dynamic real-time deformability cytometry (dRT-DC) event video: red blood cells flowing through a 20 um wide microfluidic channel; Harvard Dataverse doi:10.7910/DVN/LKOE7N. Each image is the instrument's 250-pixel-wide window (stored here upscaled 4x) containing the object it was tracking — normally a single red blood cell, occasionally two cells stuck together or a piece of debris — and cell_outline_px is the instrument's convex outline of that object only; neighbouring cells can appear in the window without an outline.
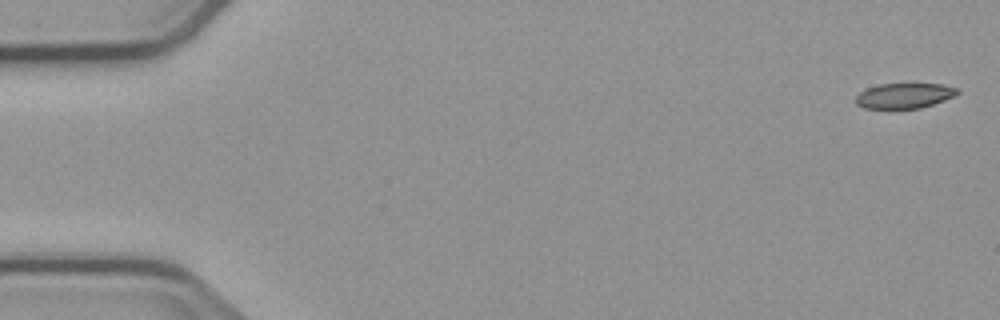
{"species": "common noctule bat (a hibernating species)", "species_latin": "Nyctalus noctula", "temperature_condition": "cold", "stored_images_in_passage": 5, "camera_frame_rate_fps": 3000, "um_per_image_px": 0.085, "animal": {"sex": "male", "body_mass_g": 23.1, "forearm_length_mm": 52.7}, "frame": {"image": 1, "passage_image": 1, "time_ms": 0.0, "image_size_px": [1000, 320], "cell_outline_px": [[960, 92], [944, 100], [920, 108], [864, 108], [856, 104], [856, 96], [860, 92], [868, 88], [880, 84], [944, 84], [960, 88]], "centroid_in_image_um": [76.89, 8.12], "position_along_channel_um": 8.1, "area_um2": 14.8}}